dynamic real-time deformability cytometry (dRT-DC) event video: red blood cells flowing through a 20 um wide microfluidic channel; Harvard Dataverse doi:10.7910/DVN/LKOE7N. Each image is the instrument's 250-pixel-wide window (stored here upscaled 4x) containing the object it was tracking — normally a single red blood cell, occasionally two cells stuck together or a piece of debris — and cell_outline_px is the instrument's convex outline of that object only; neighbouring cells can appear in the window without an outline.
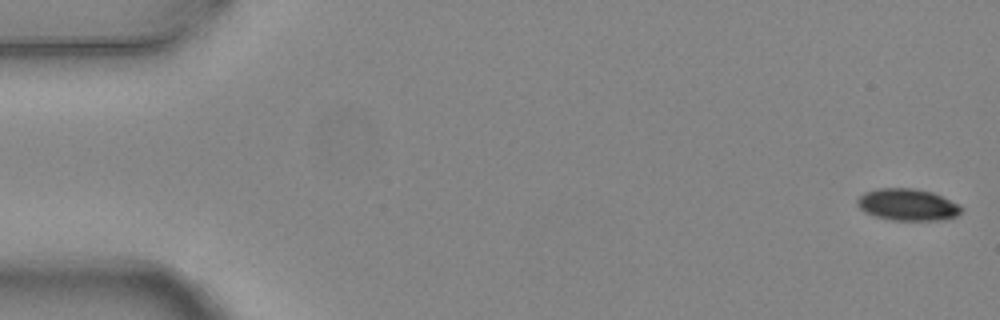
{"species": "common noctule bat (a hibernating species)", "species_latin": "Nyctalus noctula", "temperature_condition": "warm", "stored_images_in_passage": 4, "camera_frame_rate_fps": 3000, "um_per_image_px": 0.085, "animal": {"sex": "female", "body_mass_g": 24.6, "forearm_length_mm": 56.2}, "frame": {"image": 1, "passage_image": 1, "time_ms": 0.0, "image_size_px": [1000, 320], "cell_outline_px": [[964, 208], [956, 216], [944, 220], [892, 220], [876, 216], [864, 212], [856, 204], [856, 200], [864, 192], [876, 188], [916, 188], [932, 192], [960, 204]], "centroid_in_image_um": [77.15, 17.39], "position_along_channel_um": 7.9, "area_um2": 19.48}}
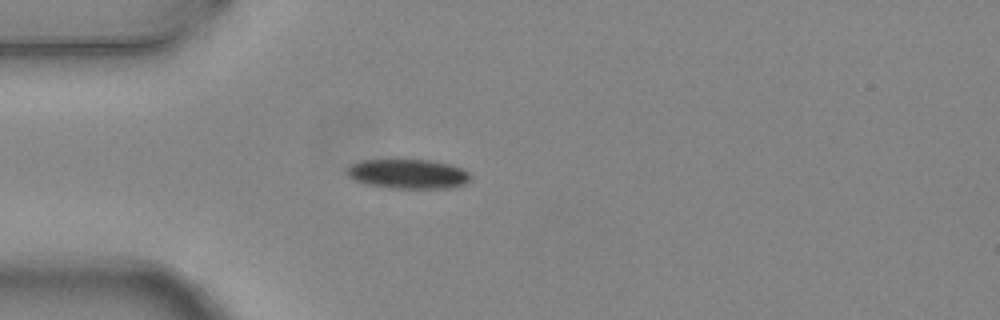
{"frame": {"image": 2, "passage_image": 4, "time_ms": 1.0, "image_size_px": [1000, 320], "cell_outline_px": [[472, 176], [464, 184], [448, 188], [388, 188], [368, 184], [356, 180], [348, 176], [348, 168], [352, 164], [360, 160], [396, 156], [432, 160], [448, 164], [460, 168], [468, 172]], "centroid_in_image_um": [34.64, 14.72], "position_along_channel_um": 50.4, "area_um2": 22.02}}